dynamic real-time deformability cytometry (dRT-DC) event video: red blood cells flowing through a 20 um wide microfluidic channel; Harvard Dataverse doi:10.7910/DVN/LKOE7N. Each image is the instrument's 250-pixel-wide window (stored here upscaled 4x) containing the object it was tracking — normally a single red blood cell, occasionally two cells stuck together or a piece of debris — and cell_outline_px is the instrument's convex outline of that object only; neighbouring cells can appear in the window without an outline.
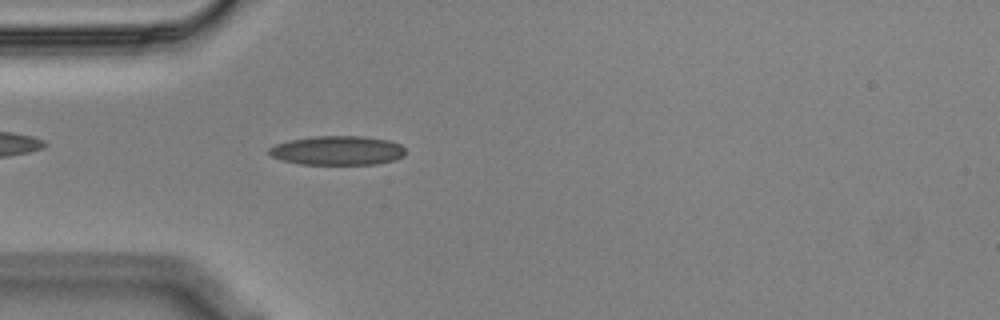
{"species": "Egyptian fruit bat (a non-hibernating species)", "species_latin": "Rousettus aegyptiacus", "temperature_condition": "cold", "stored_images_in_passage": 55, "camera_frame_rate_fps": 3000, "um_per_image_px": 0.085, "animal": {"sex": "male"}, "frame": {"image": 1, "passage_image": 15, "time_ms": 4.667, "image_size_px": [1000, 320], "cell_outline_px": [[404, 156], [396, 160], [376, 164], [300, 164], [284, 160], [272, 156], [268, 152], [268, 148], [276, 144], [288, 140], [312, 136], [364, 136], [388, 140], [400, 144], [404, 148]], "centroid_in_image_um": [28.7, 12.78], "position_along_channel_um": 56.3, "area_um2": 23.24}}
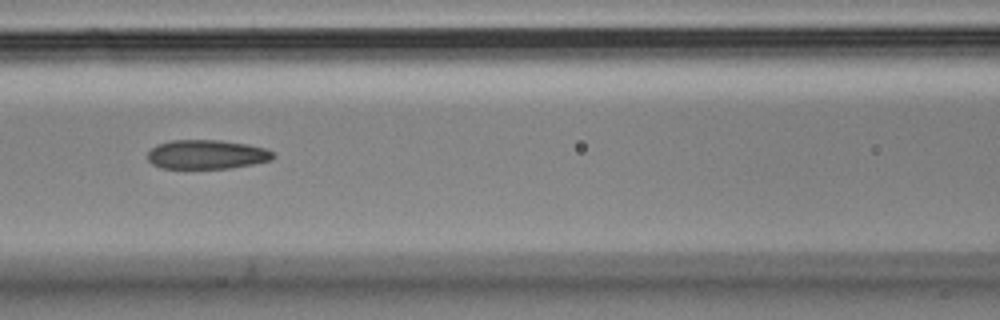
{"frame": {"image": 2, "passage_image": 23, "time_ms": 7.333, "image_size_px": [1000, 320], "cell_outline_px": [[276, 156], [272, 160], [252, 164], [228, 168], [160, 168], [152, 164], [148, 160], [148, 152], [156, 144], [172, 140], [220, 140], [248, 144], [264, 148], [272, 152]], "centroid_in_image_um": [17.56, 13.12], "position_along_channel_um": 149.0, "area_um2": 21.33}}
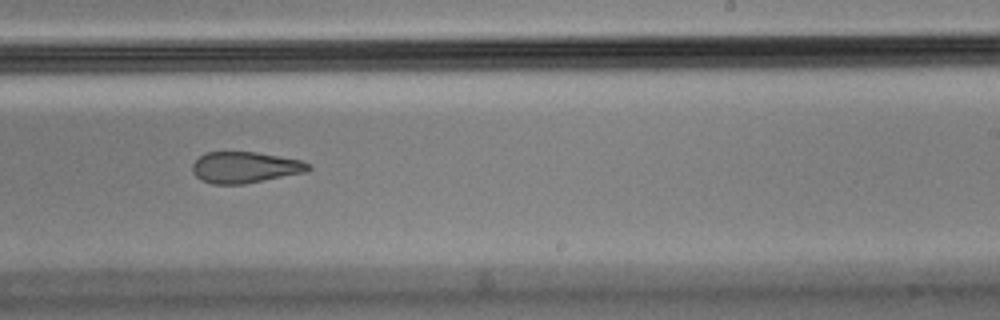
{"frame": {"image": 3, "passage_image": 33, "time_ms": 10.667, "image_size_px": [1000, 320], "cell_outline_px": [[312, 168], [304, 172], [244, 184], [212, 184], [200, 180], [192, 172], [192, 164], [200, 156], [208, 152], [256, 152], [300, 160], [312, 164]], "centroid_in_image_um": [20.8, 14.23], "position_along_channel_um": 268.2, "area_um2": 20.98}, "authors_computed_cell_mechanics": {"area_um2": 22.1374, "velocity_mm_per_s": 3.5829, "shape_relaxation_time_tau1_ms": null, "shape_relaxation_time_tau2_ms": 3.523, "deformation_change_tau1": null, "deformation_change_tau2": 0.1172}}